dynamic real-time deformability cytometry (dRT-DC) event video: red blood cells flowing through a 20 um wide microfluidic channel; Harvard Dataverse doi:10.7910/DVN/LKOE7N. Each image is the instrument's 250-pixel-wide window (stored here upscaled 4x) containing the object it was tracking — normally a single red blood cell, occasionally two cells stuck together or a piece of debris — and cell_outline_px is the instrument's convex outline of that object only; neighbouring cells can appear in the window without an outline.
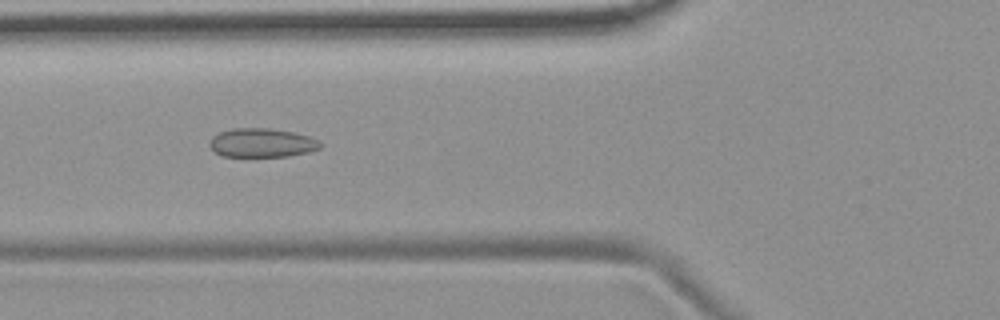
{"species": "common noctule bat (a hibernating species)", "species_latin": "Nyctalus noctula", "temperature_condition": "room temperature", "stored_images_in_passage": 7, "camera_frame_rate_fps": 3000, "um_per_image_px": 0.085, "animal": {"sex": "female", "body_mass_g": 19.9}, "frame": {"image": 1, "passage_image": 4, "time_ms": 3.333, "image_size_px": [1000, 320], "cell_outline_px": [[324, 144], [320, 148], [308, 152], [288, 156], [220, 156], [208, 144], [212, 136], [220, 132], [232, 128], [268, 128], [292, 132], [308, 136]], "centroid_in_image_um": [22.24, 12.14], "position_along_channel_um": 103.6, "area_um2": 18.55}}
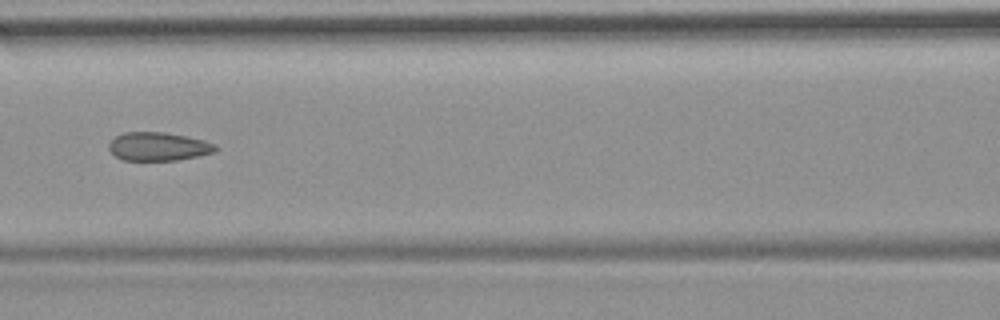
{"frame": {"image": 2, "passage_image": 5, "time_ms": 4.667, "image_size_px": [1000, 320], "cell_outline_px": [[220, 148], [216, 152], [176, 160], [124, 160], [116, 156], [108, 148], [108, 144], [116, 136], [124, 132], [164, 132], [204, 140], [216, 144]], "centroid_in_image_um": [13.49, 12.45], "position_along_channel_um": 153.1, "area_um2": 17.63}}
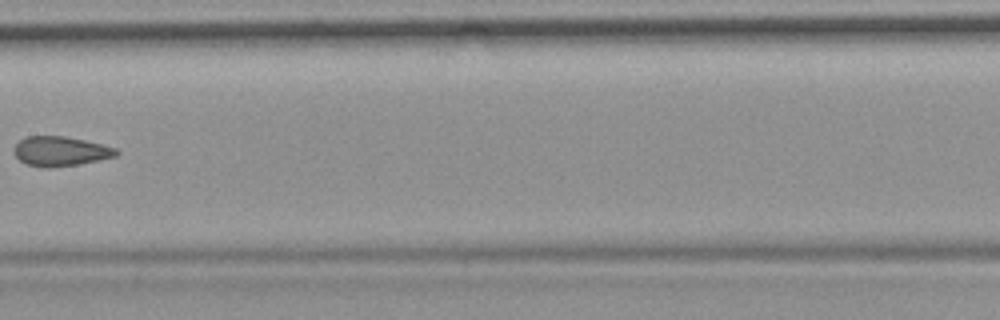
{"frame": {"image": 3, "passage_image": 6, "time_ms": 6.0, "image_size_px": [1000, 320], "cell_outline_px": [[120, 152], [116, 156], [80, 164], [52, 168], [40, 168], [28, 164], [20, 160], [12, 152], [12, 148], [20, 140], [28, 136], [64, 136], [84, 140], [116, 148]], "centroid_in_image_um": [5.11, 12.87], "position_along_channel_um": 202.3, "area_um2": 17.74}}